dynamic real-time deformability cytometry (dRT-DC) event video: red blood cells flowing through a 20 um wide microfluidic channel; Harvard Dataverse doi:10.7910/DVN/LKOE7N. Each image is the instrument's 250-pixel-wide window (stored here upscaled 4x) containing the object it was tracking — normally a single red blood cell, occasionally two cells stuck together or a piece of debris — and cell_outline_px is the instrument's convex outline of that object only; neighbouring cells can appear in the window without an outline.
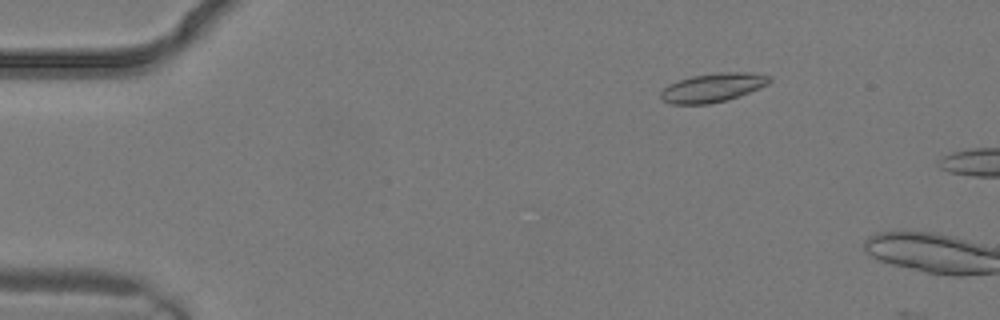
{"species": "common noctule bat (a hibernating species)", "species_latin": "Nyctalus noctula", "temperature_condition": "warm", "stored_images_in_passage": 3, "camera_frame_rate_fps": 3000, "um_per_image_px": 0.085, "animal": {"sex": "male", "body_mass_g": 19.2, "forearm_length_mm": 51.8}, "frame": {"image": 1, "passage_image": 2, "time_ms": 0.333, "image_size_px": [1000, 320], "cell_outline_px": [[772, 80], [768, 84], [760, 88], [740, 96], [708, 104], [672, 104], [664, 100], [660, 96], [660, 92], [668, 84], [692, 76], [716, 72], [756, 72], [772, 76]], "centroid_in_image_um": [60.64, 7.43], "position_along_channel_um": 24.4, "area_um2": 18.38}}